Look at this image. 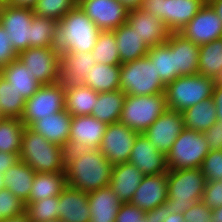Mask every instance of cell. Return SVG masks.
Segmentation results:
<instances>
[{
  "label": "cell",
  "mask_w": 222,
  "mask_h": 222,
  "mask_svg": "<svg viewBox=\"0 0 222 222\" xmlns=\"http://www.w3.org/2000/svg\"><path fill=\"white\" fill-rule=\"evenodd\" d=\"M113 164L97 149L66 151L67 185L91 192L110 185Z\"/></svg>",
  "instance_id": "6da1fadb"
},
{
  "label": "cell",
  "mask_w": 222,
  "mask_h": 222,
  "mask_svg": "<svg viewBox=\"0 0 222 222\" xmlns=\"http://www.w3.org/2000/svg\"><path fill=\"white\" fill-rule=\"evenodd\" d=\"M101 30L79 5L58 21L56 48L66 52H89L96 45Z\"/></svg>",
  "instance_id": "7a4b0ae2"
},
{
  "label": "cell",
  "mask_w": 222,
  "mask_h": 222,
  "mask_svg": "<svg viewBox=\"0 0 222 222\" xmlns=\"http://www.w3.org/2000/svg\"><path fill=\"white\" fill-rule=\"evenodd\" d=\"M66 149L25 126L19 160L37 172H65Z\"/></svg>",
  "instance_id": "3957f363"
},
{
  "label": "cell",
  "mask_w": 222,
  "mask_h": 222,
  "mask_svg": "<svg viewBox=\"0 0 222 222\" xmlns=\"http://www.w3.org/2000/svg\"><path fill=\"white\" fill-rule=\"evenodd\" d=\"M206 183L200 168L169 169L166 203L170 206L171 214H183L195 202L201 201Z\"/></svg>",
  "instance_id": "277c9868"
},
{
  "label": "cell",
  "mask_w": 222,
  "mask_h": 222,
  "mask_svg": "<svg viewBox=\"0 0 222 222\" xmlns=\"http://www.w3.org/2000/svg\"><path fill=\"white\" fill-rule=\"evenodd\" d=\"M214 86L212 78L198 73L179 76L165 87L166 105L168 109L183 112L203 100L212 98Z\"/></svg>",
  "instance_id": "5b68a950"
},
{
  "label": "cell",
  "mask_w": 222,
  "mask_h": 222,
  "mask_svg": "<svg viewBox=\"0 0 222 222\" xmlns=\"http://www.w3.org/2000/svg\"><path fill=\"white\" fill-rule=\"evenodd\" d=\"M165 87L148 56L120 65V90L127 95H155Z\"/></svg>",
  "instance_id": "8992f818"
},
{
  "label": "cell",
  "mask_w": 222,
  "mask_h": 222,
  "mask_svg": "<svg viewBox=\"0 0 222 222\" xmlns=\"http://www.w3.org/2000/svg\"><path fill=\"white\" fill-rule=\"evenodd\" d=\"M167 108L164 93L126 95L119 122L143 133Z\"/></svg>",
  "instance_id": "52a82bcc"
},
{
  "label": "cell",
  "mask_w": 222,
  "mask_h": 222,
  "mask_svg": "<svg viewBox=\"0 0 222 222\" xmlns=\"http://www.w3.org/2000/svg\"><path fill=\"white\" fill-rule=\"evenodd\" d=\"M210 152L203 133L184 128L166 154L169 169L201 168Z\"/></svg>",
  "instance_id": "ba28073f"
},
{
  "label": "cell",
  "mask_w": 222,
  "mask_h": 222,
  "mask_svg": "<svg viewBox=\"0 0 222 222\" xmlns=\"http://www.w3.org/2000/svg\"><path fill=\"white\" fill-rule=\"evenodd\" d=\"M65 110V85L60 81L41 85L25 102L21 122L29 127L33 122Z\"/></svg>",
  "instance_id": "9c48e42d"
},
{
  "label": "cell",
  "mask_w": 222,
  "mask_h": 222,
  "mask_svg": "<svg viewBox=\"0 0 222 222\" xmlns=\"http://www.w3.org/2000/svg\"><path fill=\"white\" fill-rule=\"evenodd\" d=\"M18 59L42 85L60 82L61 56L56 47H29Z\"/></svg>",
  "instance_id": "30bf717a"
},
{
  "label": "cell",
  "mask_w": 222,
  "mask_h": 222,
  "mask_svg": "<svg viewBox=\"0 0 222 222\" xmlns=\"http://www.w3.org/2000/svg\"><path fill=\"white\" fill-rule=\"evenodd\" d=\"M33 15V9L30 8L14 7L8 4L0 6V24L8 33L17 54L30 47Z\"/></svg>",
  "instance_id": "8fae6325"
},
{
  "label": "cell",
  "mask_w": 222,
  "mask_h": 222,
  "mask_svg": "<svg viewBox=\"0 0 222 222\" xmlns=\"http://www.w3.org/2000/svg\"><path fill=\"white\" fill-rule=\"evenodd\" d=\"M139 134L120 122L112 123L107 125L99 149L113 165L128 162Z\"/></svg>",
  "instance_id": "7c38bea8"
},
{
  "label": "cell",
  "mask_w": 222,
  "mask_h": 222,
  "mask_svg": "<svg viewBox=\"0 0 222 222\" xmlns=\"http://www.w3.org/2000/svg\"><path fill=\"white\" fill-rule=\"evenodd\" d=\"M78 5L101 31L125 24L130 11L119 0H78Z\"/></svg>",
  "instance_id": "4fadbf2b"
},
{
  "label": "cell",
  "mask_w": 222,
  "mask_h": 222,
  "mask_svg": "<svg viewBox=\"0 0 222 222\" xmlns=\"http://www.w3.org/2000/svg\"><path fill=\"white\" fill-rule=\"evenodd\" d=\"M178 33L197 45L210 43L215 39L222 38V19L206 2L193 19Z\"/></svg>",
  "instance_id": "5bb4252c"
},
{
  "label": "cell",
  "mask_w": 222,
  "mask_h": 222,
  "mask_svg": "<svg viewBox=\"0 0 222 222\" xmlns=\"http://www.w3.org/2000/svg\"><path fill=\"white\" fill-rule=\"evenodd\" d=\"M183 129L182 113L167 108L143 134L157 150L167 154Z\"/></svg>",
  "instance_id": "9a60e30c"
},
{
  "label": "cell",
  "mask_w": 222,
  "mask_h": 222,
  "mask_svg": "<svg viewBox=\"0 0 222 222\" xmlns=\"http://www.w3.org/2000/svg\"><path fill=\"white\" fill-rule=\"evenodd\" d=\"M107 124L92 115L72 116L66 150L97 149L100 147Z\"/></svg>",
  "instance_id": "2e32d148"
},
{
  "label": "cell",
  "mask_w": 222,
  "mask_h": 222,
  "mask_svg": "<svg viewBox=\"0 0 222 222\" xmlns=\"http://www.w3.org/2000/svg\"><path fill=\"white\" fill-rule=\"evenodd\" d=\"M128 162L144 175H158L169 171L166 154L157 150L143 133L136 137Z\"/></svg>",
  "instance_id": "e0dca14e"
},
{
  "label": "cell",
  "mask_w": 222,
  "mask_h": 222,
  "mask_svg": "<svg viewBox=\"0 0 222 222\" xmlns=\"http://www.w3.org/2000/svg\"><path fill=\"white\" fill-rule=\"evenodd\" d=\"M167 179L168 172L158 175H144L129 203L144 212L163 205L168 198Z\"/></svg>",
  "instance_id": "ac0fdd59"
},
{
  "label": "cell",
  "mask_w": 222,
  "mask_h": 222,
  "mask_svg": "<svg viewBox=\"0 0 222 222\" xmlns=\"http://www.w3.org/2000/svg\"><path fill=\"white\" fill-rule=\"evenodd\" d=\"M127 23L149 47L165 43L171 33L161 19L140 8L129 11Z\"/></svg>",
  "instance_id": "d6986e66"
},
{
  "label": "cell",
  "mask_w": 222,
  "mask_h": 222,
  "mask_svg": "<svg viewBox=\"0 0 222 222\" xmlns=\"http://www.w3.org/2000/svg\"><path fill=\"white\" fill-rule=\"evenodd\" d=\"M56 219L64 222H89L88 193L67 185L58 196Z\"/></svg>",
  "instance_id": "ffe728a7"
},
{
  "label": "cell",
  "mask_w": 222,
  "mask_h": 222,
  "mask_svg": "<svg viewBox=\"0 0 222 222\" xmlns=\"http://www.w3.org/2000/svg\"><path fill=\"white\" fill-rule=\"evenodd\" d=\"M166 43L175 51V79L198 73L200 45L194 44L178 32H171Z\"/></svg>",
  "instance_id": "44dd1931"
},
{
  "label": "cell",
  "mask_w": 222,
  "mask_h": 222,
  "mask_svg": "<svg viewBox=\"0 0 222 222\" xmlns=\"http://www.w3.org/2000/svg\"><path fill=\"white\" fill-rule=\"evenodd\" d=\"M72 115L66 110L33 122L29 128L44 136L49 142L67 149Z\"/></svg>",
  "instance_id": "7402d4cb"
},
{
  "label": "cell",
  "mask_w": 222,
  "mask_h": 222,
  "mask_svg": "<svg viewBox=\"0 0 222 222\" xmlns=\"http://www.w3.org/2000/svg\"><path fill=\"white\" fill-rule=\"evenodd\" d=\"M206 2L207 0H163L162 21L171 32H178Z\"/></svg>",
  "instance_id": "603a6c76"
},
{
  "label": "cell",
  "mask_w": 222,
  "mask_h": 222,
  "mask_svg": "<svg viewBox=\"0 0 222 222\" xmlns=\"http://www.w3.org/2000/svg\"><path fill=\"white\" fill-rule=\"evenodd\" d=\"M89 222H115L123 203L109 186L88 192Z\"/></svg>",
  "instance_id": "cb8c5ba5"
},
{
  "label": "cell",
  "mask_w": 222,
  "mask_h": 222,
  "mask_svg": "<svg viewBox=\"0 0 222 222\" xmlns=\"http://www.w3.org/2000/svg\"><path fill=\"white\" fill-rule=\"evenodd\" d=\"M143 176L130 162L116 164L112 168L110 187L123 203L130 202Z\"/></svg>",
  "instance_id": "d4e9b609"
},
{
  "label": "cell",
  "mask_w": 222,
  "mask_h": 222,
  "mask_svg": "<svg viewBox=\"0 0 222 222\" xmlns=\"http://www.w3.org/2000/svg\"><path fill=\"white\" fill-rule=\"evenodd\" d=\"M96 64L89 52H66L61 55L60 81L64 84H81Z\"/></svg>",
  "instance_id": "484cf974"
},
{
  "label": "cell",
  "mask_w": 222,
  "mask_h": 222,
  "mask_svg": "<svg viewBox=\"0 0 222 222\" xmlns=\"http://www.w3.org/2000/svg\"><path fill=\"white\" fill-rule=\"evenodd\" d=\"M121 64L147 56L149 46L127 22L113 30Z\"/></svg>",
  "instance_id": "4316f807"
},
{
  "label": "cell",
  "mask_w": 222,
  "mask_h": 222,
  "mask_svg": "<svg viewBox=\"0 0 222 222\" xmlns=\"http://www.w3.org/2000/svg\"><path fill=\"white\" fill-rule=\"evenodd\" d=\"M1 76L21 93L25 100L31 98L42 85L18 58L1 68Z\"/></svg>",
  "instance_id": "83f0119b"
},
{
  "label": "cell",
  "mask_w": 222,
  "mask_h": 222,
  "mask_svg": "<svg viewBox=\"0 0 222 222\" xmlns=\"http://www.w3.org/2000/svg\"><path fill=\"white\" fill-rule=\"evenodd\" d=\"M98 92L81 84L65 85V110L72 116L91 115Z\"/></svg>",
  "instance_id": "f1b7e54d"
},
{
  "label": "cell",
  "mask_w": 222,
  "mask_h": 222,
  "mask_svg": "<svg viewBox=\"0 0 222 222\" xmlns=\"http://www.w3.org/2000/svg\"><path fill=\"white\" fill-rule=\"evenodd\" d=\"M35 174L30 166L19 160L3 174L4 188L25 203L29 199Z\"/></svg>",
  "instance_id": "f546056e"
},
{
  "label": "cell",
  "mask_w": 222,
  "mask_h": 222,
  "mask_svg": "<svg viewBox=\"0 0 222 222\" xmlns=\"http://www.w3.org/2000/svg\"><path fill=\"white\" fill-rule=\"evenodd\" d=\"M82 84L98 93L120 90V65L96 63Z\"/></svg>",
  "instance_id": "4dcf8cb0"
},
{
  "label": "cell",
  "mask_w": 222,
  "mask_h": 222,
  "mask_svg": "<svg viewBox=\"0 0 222 222\" xmlns=\"http://www.w3.org/2000/svg\"><path fill=\"white\" fill-rule=\"evenodd\" d=\"M126 95L121 90L98 93L91 115L107 125L119 122Z\"/></svg>",
  "instance_id": "1f68e13d"
},
{
  "label": "cell",
  "mask_w": 222,
  "mask_h": 222,
  "mask_svg": "<svg viewBox=\"0 0 222 222\" xmlns=\"http://www.w3.org/2000/svg\"><path fill=\"white\" fill-rule=\"evenodd\" d=\"M66 186L67 179L65 172H37L33 180L29 199L26 202L59 196Z\"/></svg>",
  "instance_id": "d6a6232c"
},
{
  "label": "cell",
  "mask_w": 222,
  "mask_h": 222,
  "mask_svg": "<svg viewBox=\"0 0 222 222\" xmlns=\"http://www.w3.org/2000/svg\"><path fill=\"white\" fill-rule=\"evenodd\" d=\"M181 113L183 115L184 128L200 133L208 130L217 121L216 106L212 98L203 100Z\"/></svg>",
  "instance_id": "836d02e7"
},
{
  "label": "cell",
  "mask_w": 222,
  "mask_h": 222,
  "mask_svg": "<svg viewBox=\"0 0 222 222\" xmlns=\"http://www.w3.org/2000/svg\"><path fill=\"white\" fill-rule=\"evenodd\" d=\"M147 56L166 85L175 80V51L166 42L150 47Z\"/></svg>",
  "instance_id": "e575fe53"
},
{
  "label": "cell",
  "mask_w": 222,
  "mask_h": 222,
  "mask_svg": "<svg viewBox=\"0 0 222 222\" xmlns=\"http://www.w3.org/2000/svg\"><path fill=\"white\" fill-rule=\"evenodd\" d=\"M222 70V38L200 45L198 74L212 78Z\"/></svg>",
  "instance_id": "d590c367"
},
{
  "label": "cell",
  "mask_w": 222,
  "mask_h": 222,
  "mask_svg": "<svg viewBox=\"0 0 222 222\" xmlns=\"http://www.w3.org/2000/svg\"><path fill=\"white\" fill-rule=\"evenodd\" d=\"M25 125L19 118L3 117L0 120V152L20 155Z\"/></svg>",
  "instance_id": "8d00e7d4"
},
{
  "label": "cell",
  "mask_w": 222,
  "mask_h": 222,
  "mask_svg": "<svg viewBox=\"0 0 222 222\" xmlns=\"http://www.w3.org/2000/svg\"><path fill=\"white\" fill-rule=\"evenodd\" d=\"M58 22L33 15L30 47H56Z\"/></svg>",
  "instance_id": "74e56055"
},
{
  "label": "cell",
  "mask_w": 222,
  "mask_h": 222,
  "mask_svg": "<svg viewBox=\"0 0 222 222\" xmlns=\"http://www.w3.org/2000/svg\"><path fill=\"white\" fill-rule=\"evenodd\" d=\"M26 100L10 83L0 76V114L8 118H21Z\"/></svg>",
  "instance_id": "f35d334b"
},
{
  "label": "cell",
  "mask_w": 222,
  "mask_h": 222,
  "mask_svg": "<svg viewBox=\"0 0 222 222\" xmlns=\"http://www.w3.org/2000/svg\"><path fill=\"white\" fill-rule=\"evenodd\" d=\"M91 52L96 63L121 65L116 38L113 31H101L96 45Z\"/></svg>",
  "instance_id": "ab89813d"
},
{
  "label": "cell",
  "mask_w": 222,
  "mask_h": 222,
  "mask_svg": "<svg viewBox=\"0 0 222 222\" xmlns=\"http://www.w3.org/2000/svg\"><path fill=\"white\" fill-rule=\"evenodd\" d=\"M77 5L78 0H39L33 12L35 15L58 22Z\"/></svg>",
  "instance_id": "60d3db41"
},
{
  "label": "cell",
  "mask_w": 222,
  "mask_h": 222,
  "mask_svg": "<svg viewBox=\"0 0 222 222\" xmlns=\"http://www.w3.org/2000/svg\"><path fill=\"white\" fill-rule=\"evenodd\" d=\"M58 202V196L48 197L34 202H25V213L30 219V222L55 220Z\"/></svg>",
  "instance_id": "b9f144b4"
},
{
  "label": "cell",
  "mask_w": 222,
  "mask_h": 222,
  "mask_svg": "<svg viewBox=\"0 0 222 222\" xmlns=\"http://www.w3.org/2000/svg\"><path fill=\"white\" fill-rule=\"evenodd\" d=\"M25 203L7 188L0 189V219L17 217L25 213Z\"/></svg>",
  "instance_id": "7bdbcfd3"
},
{
  "label": "cell",
  "mask_w": 222,
  "mask_h": 222,
  "mask_svg": "<svg viewBox=\"0 0 222 222\" xmlns=\"http://www.w3.org/2000/svg\"><path fill=\"white\" fill-rule=\"evenodd\" d=\"M200 169L207 182L222 180V150L210 151Z\"/></svg>",
  "instance_id": "ee69618b"
},
{
  "label": "cell",
  "mask_w": 222,
  "mask_h": 222,
  "mask_svg": "<svg viewBox=\"0 0 222 222\" xmlns=\"http://www.w3.org/2000/svg\"><path fill=\"white\" fill-rule=\"evenodd\" d=\"M115 222H148V216L139 207L126 202L121 204Z\"/></svg>",
  "instance_id": "f6af8a7d"
},
{
  "label": "cell",
  "mask_w": 222,
  "mask_h": 222,
  "mask_svg": "<svg viewBox=\"0 0 222 222\" xmlns=\"http://www.w3.org/2000/svg\"><path fill=\"white\" fill-rule=\"evenodd\" d=\"M209 208L222 205V180L207 182L201 200Z\"/></svg>",
  "instance_id": "bcb514c9"
},
{
  "label": "cell",
  "mask_w": 222,
  "mask_h": 222,
  "mask_svg": "<svg viewBox=\"0 0 222 222\" xmlns=\"http://www.w3.org/2000/svg\"><path fill=\"white\" fill-rule=\"evenodd\" d=\"M17 58L18 54L12 46L9 35L0 24V69L7 66Z\"/></svg>",
  "instance_id": "7dc6e473"
},
{
  "label": "cell",
  "mask_w": 222,
  "mask_h": 222,
  "mask_svg": "<svg viewBox=\"0 0 222 222\" xmlns=\"http://www.w3.org/2000/svg\"><path fill=\"white\" fill-rule=\"evenodd\" d=\"M212 208L206 206L202 201L195 204L183 213L185 222H211Z\"/></svg>",
  "instance_id": "c3c4849f"
},
{
  "label": "cell",
  "mask_w": 222,
  "mask_h": 222,
  "mask_svg": "<svg viewBox=\"0 0 222 222\" xmlns=\"http://www.w3.org/2000/svg\"><path fill=\"white\" fill-rule=\"evenodd\" d=\"M210 151L222 150V122L216 121L208 130L203 132Z\"/></svg>",
  "instance_id": "681fc988"
},
{
  "label": "cell",
  "mask_w": 222,
  "mask_h": 222,
  "mask_svg": "<svg viewBox=\"0 0 222 222\" xmlns=\"http://www.w3.org/2000/svg\"><path fill=\"white\" fill-rule=\"evenodd\" d=\"M163 0H142L140 9L162 20Z\"/></svg>",
  "instance_id": "f907efd6"
},
{
  "label": "cell",
  "mask_w": 222,
  "mask_h": 222,
  "mask_svg": "<svg viewBox=\"0 0 222 222\" xmlns=\"http://www.w3.org/2000/svg\"><path fill=\"white\" fill-rule=\"evenodd\" d=\"M19 161L15 153L0 152V175H3L12 165Z\"/></svg>",
  "instance_id": "816d5d0a"
},
{
  "label": "cell",
  "mask_w": 222,
  "mask_h": 222,
  "mask_svg": "<svg viewBox=\"0 0 222 222\" xmlns=\"http://www.w3.org/2000/svg\"><path fill=\"white\" fill-rule=\"evenodd\" d=\"M212 99L216 106V120L222 122V85H215Z\"/></svg>",
  "instance_id": "f5cc1de1"
},
{
  "label": "cell",
  "mask_w": 222,
  "mask_h": 222,
  "mask_svg": "<svg viewBox=\"0 0 222 222\" xmlns=\"http://www.w3.org/2000/svg\"><path fill=\"white\" fill-rule=\"evenodd\" d=\"M148 222H164L165 218V203L157 206L155 209L146 211Z\"/></svg>",
  "instance_id": "db71d44e"
},
{
  "label": "cell",
  "mask_w": 222,
  "mask_h": 222,
  "mask_svg": "<svg viewBox=\"0 0 222 222\" xmlns=\"http://www.w3.org/2000/svg\"><path fill=\"white\" fill-rule=\"evenodd\" d=\"M164 222H185L183 214H171L170 206L165 202V218Z\"/></svg>",
  "instance_id": "11a10c76"
},
{
  "label": "cell",
  "mask_w": 222,
  "mask_h": 222,
  "mask_svg": "<svg viewBox=\"0 0 222 222\" xmlns=\"http://www.w3.org/2000/svg\"><path fill=\"white\" fill-rule=\"evenodd\" d=\"M39 0H10L7 4L14 7L33 9Z\"/></svg>",
  "instance_id": "9f6ffc18"
},
{
  "label": "cell",
  "mask_w": 222,
  "mask_h": 222,
  "mask_svg": "<svg viewBox=\"0 0 222 222\" xmlns=\"http://www.w3.org/2000/svg\"><path fill=\"white\" fill-rule=\"evenodd\" d=\"M123 5H125L129 10L139 8L142 0H119Z\"/></svg>",
  "instance_id": "6f0895ef"
},
{
  "label": "cell",
  "mask_w": 222,
  "mask_h": 222,
  "mask_svg": "<svg viewBox=\"0 0 222 222\" xmlns=\"http://www.w3.org/2000/svg\"><path fill=\"white\" fill-rule=\"evenodd\" d=\"M207 2L216 11L217 15L222 19V0H207Z\"/></svg>",
  "instance_id": "680465c9"
},
{
  "label": "cell",
  "mask_w": 222,
  "mask_h": 222,
  "mask_svg": "<svg viewBox=\"0 0 222 222\" xmlns=\"http://www.w3.org/2000/svg\"><path fill=\"white\" fill-rule=\"evenodd\" d=\"M0 222H30V219L28 218L27 214L24 213L17 217L0 219Z\"/></svg>",
  "instance_id": "91938a15"
},
{
  "label": "cell",
  "mask_w": 222,
  "mask_h": 222,
  "mask_svg": "<svg viewBox=\"0 0 222 222\" xmlns=\"http://www.w3.org/2000/svg\"><path fill=\"white\" fill-rule=\"evenodd\" d=\"M211 222H222V205L220 207L212 209Z\"/></svg>",
  "instance_id": "94428289"
},
{
  "label": "cell",
  "mask_w": 222,
  "mask_h": 222,
  "mask_svg": "<svg viewBox=\"0 0 222 222\" xmlns=\"http://www.w3.org/2000/svg\"><path fill=\"white\" fill-rule=\"evenodd\" d=\"M212 80L214 85H222V70Z\"/></svg>",
  "instance_id": "6125c7cd"
},
{
  "label": "cell",
  "mask_w": 222,
  "mask_h": 222,
  "mask_svg": "<svg viewBox=\"0 0 222 222\" xmlns=\"http://www.w3.org/2000/svg\"><path fill=\"white\" fill-rule=\"evenodd\" d=\"M4 188V179H3V175H0V189Z\"/></svg>",
  "instance_id": "be15d7a7"
},
{
  "label": "cell",
  "mask_w": 222,
  "mask_h": 222,
  "mask_svg": "<svg viewBox=\"0 0 222 222\" xmlns=\"http://www.w3.org/2000/svg\"><path fill=\"white\" fill-rule=\"evenodd\" d=\"M43 222H64L61 219H55V220H49V221H43Z\"/></svg>",
  "instance_id": "e7e4bbea"
},
{
  "label": "cell",
  "mask_w": 222,
  "mask_h": 222,
  "mask_svg": "<svg viewBox=\"0 0 222 222\" xmlns=\"http://www.w3.org/2000/svg\"><path fill=\"white\" fill-rule=\"evenodd\" d=\"M10 0H0V5L7 4Z\"/></svg>",
  "instance_id": "03108f58"
}]
</instances>
